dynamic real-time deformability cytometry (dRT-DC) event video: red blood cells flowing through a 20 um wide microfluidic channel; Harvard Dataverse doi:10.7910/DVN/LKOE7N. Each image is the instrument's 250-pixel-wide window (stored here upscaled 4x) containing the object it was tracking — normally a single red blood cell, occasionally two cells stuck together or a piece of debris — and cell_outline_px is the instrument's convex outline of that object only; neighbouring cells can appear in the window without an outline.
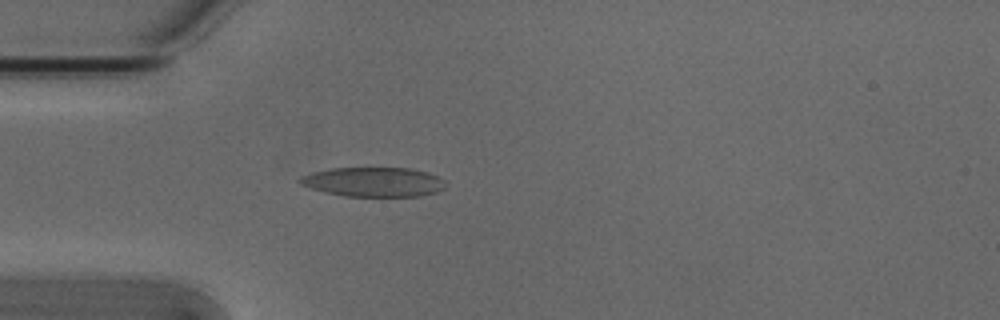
{"species": "Egyptian fruit bat (a non-hibernating species)", "species_latin": "Rousettus aegyptiacus", "temperature_condition": "cold", "stored_images_in_passage": 3, "camera_frame_rate_fps": 3000, "um_per_image_px": 0.085, "animal": {"sex": "male"}, "frame": {"image": 1, "passage_image": 3, "time_ms": 0.667, "image_size_px": [1000, 320], "cell_outline_px": [[444, 188], [436, 192], [420, 196], [344, 196], [312, 188], [300, 184], [300, 176], [312, 172], [332, 168], [412, 168], [428, 172], [444, 180]], "centroid_in_image_um": [31.77, 15.46], "position_along_channel_um": 53.2, "area_um2": 24.8}}